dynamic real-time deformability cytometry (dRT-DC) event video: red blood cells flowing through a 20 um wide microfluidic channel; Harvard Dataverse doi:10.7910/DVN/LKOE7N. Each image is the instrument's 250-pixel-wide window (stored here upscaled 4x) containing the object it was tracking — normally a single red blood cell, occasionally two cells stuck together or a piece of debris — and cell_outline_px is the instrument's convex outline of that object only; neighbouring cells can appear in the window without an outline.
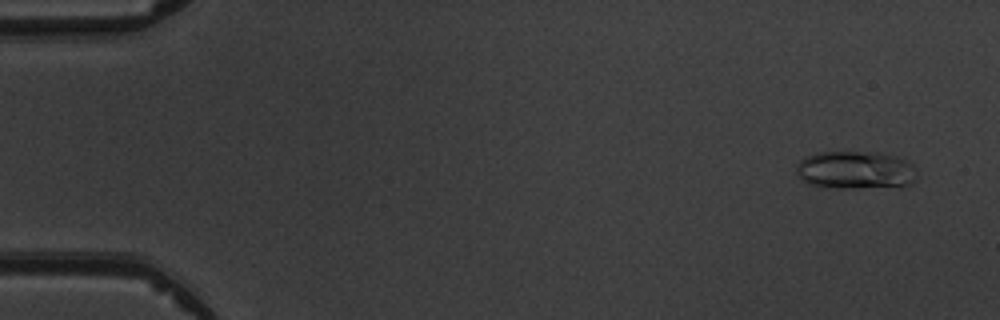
{"species": "common noctule bat (a hibernating species)", "species_latin": "Nyctalus noctula", "temperature_condition": "warm", "stored_images_in_passage": 5, "camera_frame_rate_fps": 3000, "um_per_image_px": 0.085, "animal": {"sex": "male", "body_mass_g": 19.5, "forearm_length_mm": 54.6}, "frame": {"image": 1, "passage_image": 1, "time_ms": 0.0, "image_size_px": [1000, 320], "cell_outline_px": [[916, 180], [912, 184], [860, 188], [828, 188], [808, 184], [796, 172], [796, 164], [800, 160], [816, 152], [880, 152], [904, 160], [912, 164], [916, 176]], "centroid_in_image_um": [72.67, 14.46], "position_along_channel_um": 12.3, "area_um2": 26.59}}